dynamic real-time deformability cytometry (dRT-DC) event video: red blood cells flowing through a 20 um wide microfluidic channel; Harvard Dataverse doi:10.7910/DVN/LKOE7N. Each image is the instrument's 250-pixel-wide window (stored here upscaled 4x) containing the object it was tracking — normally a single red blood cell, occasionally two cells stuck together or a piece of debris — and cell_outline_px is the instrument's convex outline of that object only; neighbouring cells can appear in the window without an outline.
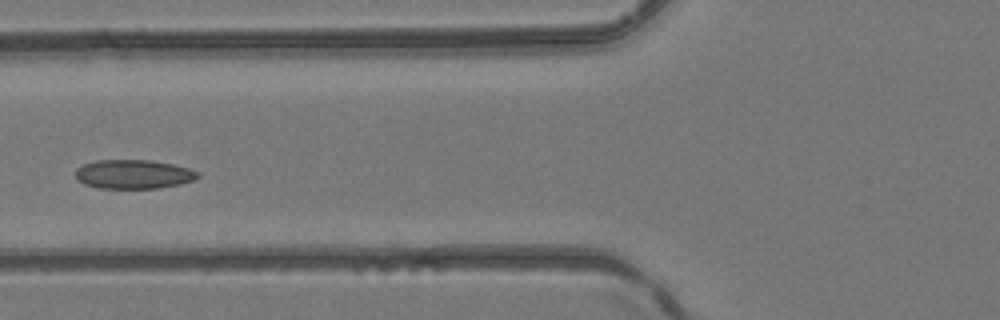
{"species": "common noctule bat (a hibernating species)", "species_latin": "Nyctalus noctula", "temperature_condition": "room temperature", "stored_images_in_passage": 6, "camera_frame_rate_fps": 3000, "um_per_image_px": 0.085, "animal": {"sex": "female", "body_mass_g": 24.6, "forearm_length_mm": 56.2}, "frame": {"image": 1, "passage_image": 5, "time_ms": 4.667, "image_size_px": [1000, 320], "cell_outline_px": [[200, 176], [196, 180], [180, 184], [156, 188], [96, 188], [84, 184], [76, 180], [76, 168], [84, 164], [96, 160], [148, 160], [172, 164], [188, 168], [200, 172]], "centroid_in_image_um": [11.34, 14.81], "position_along_channel_um": 114.5, "area_um2": 20.81}}
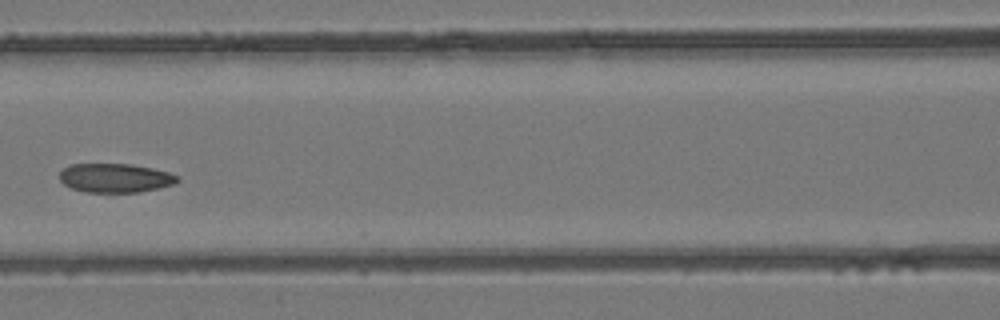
{"frame": {"image": 2, "passage_image": 6, "time_ms": 5.667, "image_size_px": [1000, 320], "cell_outline_px": [[180, 180], [176, 184], [140, 192], [84, 192], [72, 188], [64, 184], [60, 180], [60, 172], [64, 168], [72, 164], [132, 164], [152, 168], [168, 172], [180, 176]], "centroid_in_image_um": [9.83, 15.13], "position_along_channel_um": 156.8, "area_um2": 20.0}}